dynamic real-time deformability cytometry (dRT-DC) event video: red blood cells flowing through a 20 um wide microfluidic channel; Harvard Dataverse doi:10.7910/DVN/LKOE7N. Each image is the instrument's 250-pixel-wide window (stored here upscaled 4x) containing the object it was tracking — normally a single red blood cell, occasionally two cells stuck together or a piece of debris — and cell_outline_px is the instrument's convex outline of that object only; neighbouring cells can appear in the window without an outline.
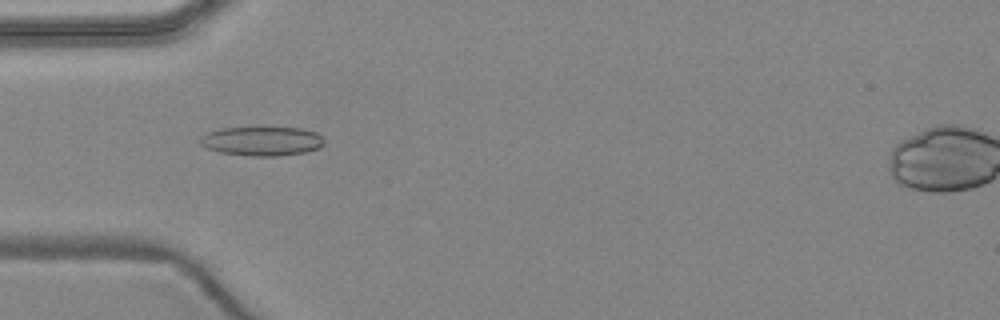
{"species": "common noctule bat (a hibernating species)", "species_latin": "Nyctalus noctula", "temperature_condition": "warm", "stored_images_in_passage": 7, "camera_frame_rate_fps": 3000, "um_per_image_px": 0.085, "animal": {"sex": "female", "body_mass_g": 24.6, "forearm_length_mm": 56.2}, "frame": {"image": 1, "passage_image": 4, "time_ms": 3.667, "image_size_px": [1000, 320], "cell_outline_px": [[324, 144], [320, 148], [304, 152], [276, 156], [252, 156], [220, 152], [208, 148], [200, 144], [200, 136], [208, 132], [220, 128], [300, 128], [316, 132], [324, 140]], "centroid_in_image_um": [22.26, 11.99], "position_along_channel_um": 62.7, "area_um2": 20.92}}
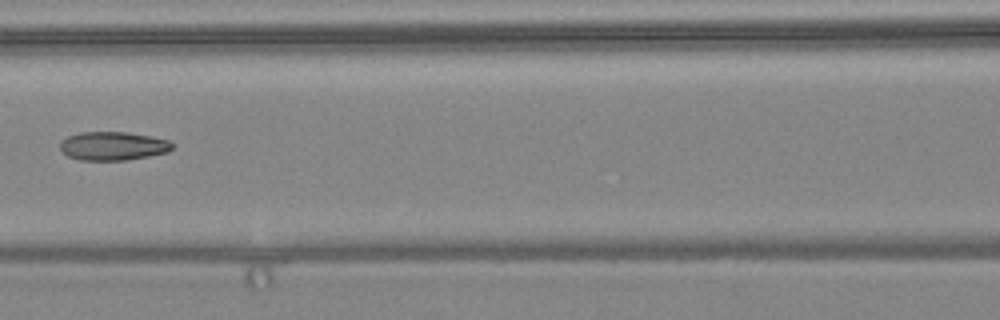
{"frame": {"image": 2, "passage_image": 6, "time_ms": 6.0, "image_size_px": [1000, 320], "cell_outline_px": [[172, 148], [168, 152], [128, 160], [80, 160], [68, 156], [60, 148], [60, 140], [68, 136], [80, 132], [128, 132], [168, 140], [172, 144]], "centroid_in_image_um": [9.57, 12.41], "position_along_channel_um": 157.0, "area_um2": 18.61}}
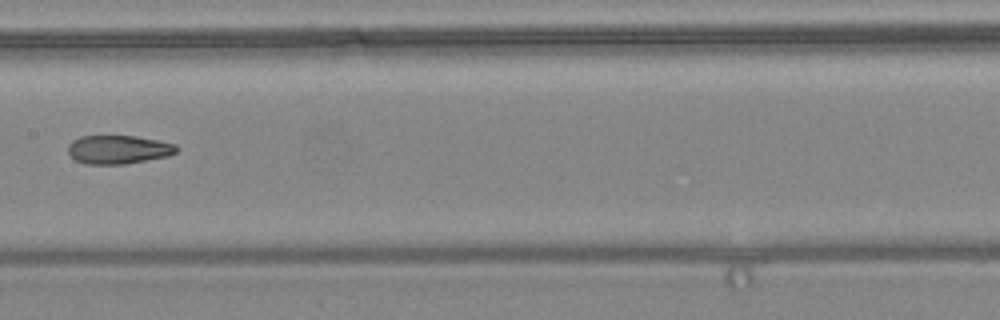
{"frame": {"image": 3, "passage_image": 7, "time_ms": 7.0, "image_size_px": [1000, 320], "cell_outline_px": [[176, 152], [168, 156], [124, 164], [84, 164], [76, 160], [68, 152], [68, 144], [72, 140], [80, 136], [136, 136], [176, 144]], "centroid_in_image_um": [10.03, 12.71], "position_along_channel_um": 197.4, "area_um2": 17.98}}